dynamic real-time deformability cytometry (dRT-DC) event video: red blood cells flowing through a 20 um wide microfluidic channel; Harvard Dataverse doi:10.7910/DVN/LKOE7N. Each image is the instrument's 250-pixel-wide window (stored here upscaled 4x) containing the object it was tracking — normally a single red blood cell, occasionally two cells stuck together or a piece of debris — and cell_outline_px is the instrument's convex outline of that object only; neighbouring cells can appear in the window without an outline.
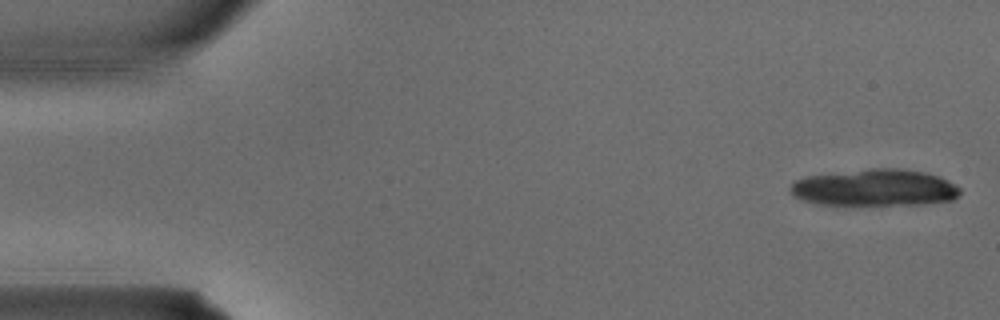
{"species": "common noctule bat (a hibernating species)", "species_latin": "Nyctalus noctula", "temperature_condition": "warm", "stored_images_in_passage": 4, "camera_frame_rate_fps": 3000, "um_per_image_px": 0.085, "animal": {"sex": "male", "body_mass_g": 15.6}, "frame": {"image": 1, "passage_image": 1, "time_ms": 0.0, "image_size_px": [1000, 320], "cell_outline_px": [[960, 192], [952, 200], [924, 204], [816, 204], [800, 200], [792, 196], [792, 184], [796, 180], [808, 176], [872, 168], [900, 168], [924, 172], [940, 176], [948, 180], [960, 188]], "centroid_in_image_um": [74.37, 15.95], "position_along_channel_um": 10.6, "area_um2": 36.13}}
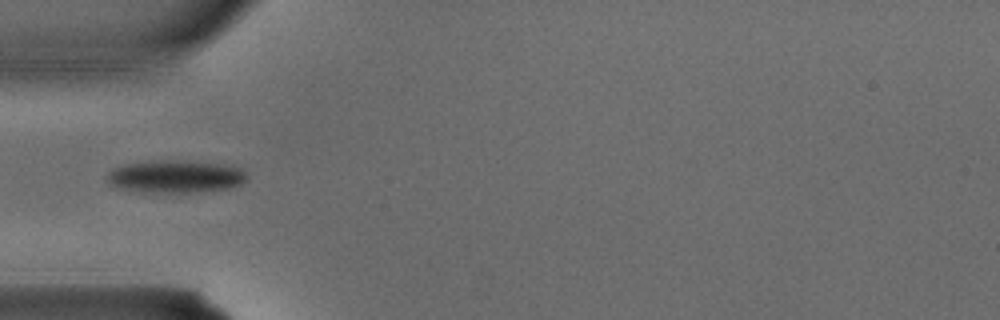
{"frame": {"image": 2, "passage_image": 4, "time_ms": 1.0, "image_size_px": [1000, 320], "cell_outline_px": [[248, 180], [240, 184], [228, 188], [188, 192], [140, 192], [108, 184], [108, 172], [112, 168], [124, 164], [152, 160], [184, 160], [220, 164], [244, 168], [248, 176]], "centroid_in_image_um": [14.93, 14.98], "position_along_channel_um": 70.1, "area_um2": 26.65}}